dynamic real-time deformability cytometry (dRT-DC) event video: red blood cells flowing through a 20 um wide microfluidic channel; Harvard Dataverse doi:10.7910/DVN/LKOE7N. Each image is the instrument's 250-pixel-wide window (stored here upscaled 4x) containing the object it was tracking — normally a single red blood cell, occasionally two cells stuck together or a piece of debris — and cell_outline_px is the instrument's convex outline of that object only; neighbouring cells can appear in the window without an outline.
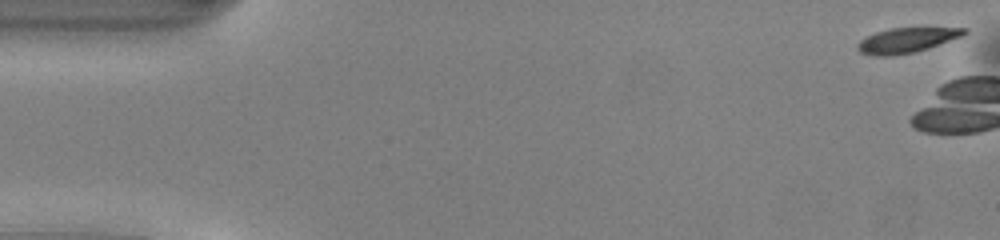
{"species": "common noctule bat (a hibernating species)", "species_latin": "Nyctalus noctula", "temperature_condition": "warm", "stored_images_in_passage": 3, "camera_frame_rate_fps": 3000, "um_per_image_px": 0.085, "animal": {"sex": "male", "body_mass_g": 13.0, "forearm_length_mm": 53.1}, "frame": {"image": 1, "passage_image": 1, "time_ms": 0.0, "image_size_px": [1000, 240], "cell_outline_px": [[964, 32], [960, 36], [912, 52], [864, 52], [860, 48], [860, 44], [868, 36], [892, 28], [964, 28]], "centroid_in_image_um": [77.18, 3.33], "position_along_channel_um": 7.8, "area_um2": 13.29}}